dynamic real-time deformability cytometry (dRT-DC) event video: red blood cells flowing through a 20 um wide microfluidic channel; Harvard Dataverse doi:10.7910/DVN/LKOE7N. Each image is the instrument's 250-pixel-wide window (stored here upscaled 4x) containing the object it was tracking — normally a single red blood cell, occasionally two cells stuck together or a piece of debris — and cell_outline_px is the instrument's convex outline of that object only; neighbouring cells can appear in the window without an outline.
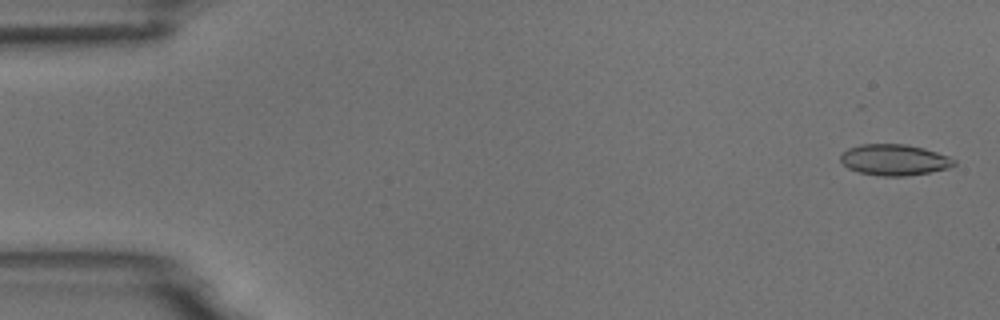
{"species": "common noctule bat (a hibernating species)", "species_latin": "Nyctalus noctula", "temperature_condition": "room temperature", "stored_images_in_passage": 9, "camera_frame_rate_fps": 3000, "um_per_image_px": 0.085, "animal": {"sex": "male", "body_mass_g": 18.8}, "frame": {"image": 1, "passage_image": 1, "time_ms": 0.0, "image_size_px": [1000, 320], "cell_outline_px": [[956, 164], [948, 168], [928, 172], [904, 176], [880, 176], [860, 172], [848, 168], [840, 160], [840, 156], [848, 148], [860, 144], [904, 144], [924, 148], [948, 156], [956, 160]], "centroid_in_image_um": [76.01, 13.58], "position_along_channel_um": 9.0, "area_um2": 20.4}}
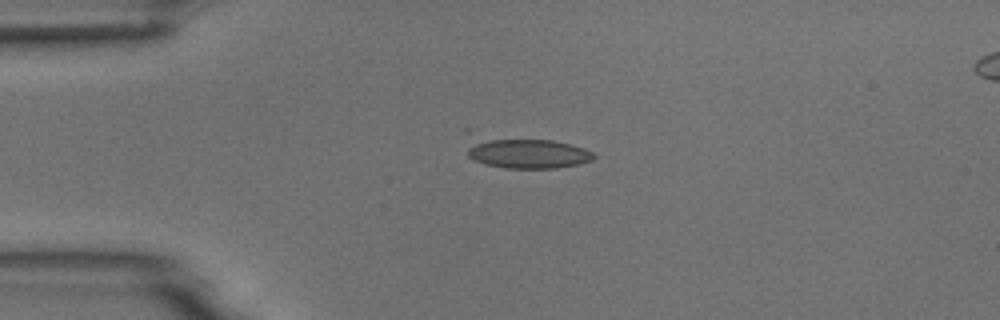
{"frame": {"image": 2, "passage_image": 4, "time_ms": 3.667, "image_size_px": [1000, 320], "cell_outline_px": [[596, 156], [592, 160], [576, 164], [556, 168], [504, 168], [484, 164], [468, 156], [468, 148], [476, 140], [552, 140], [572, 144], [584, 148], [592, 152]], "centroid_in_image_um": [44.91, 13.06], "position_along_channel_um": 40.1, "area_um2": 21.39}}
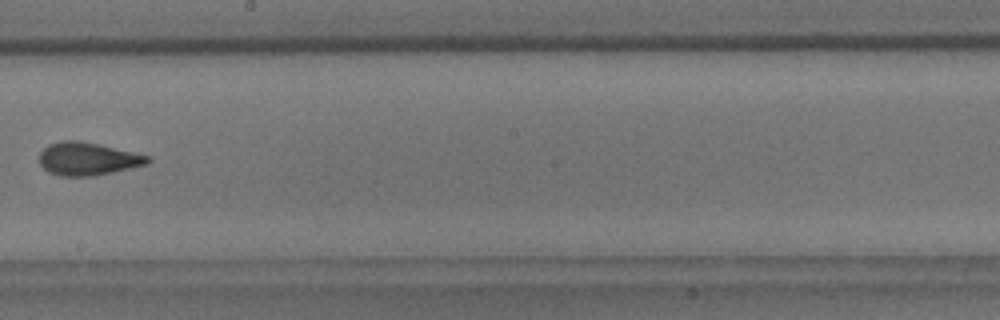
{"frame": {"image": 3, "passage_image": 9, "time_ms": 9.667, "image_size_px": [1000, 320], "cell_outline_px": [[152, 160], [144, 164], [128, 168], [92, 176], [60, 176], [48, 172], [40, 164], [40, 152], [48, 144], [60, 140], [80, 140], [152, 156]], "centroid_in_image_um": [7.42, 13.48], "position_along_channel_um": 240.8, "area_um2": 20.69}}